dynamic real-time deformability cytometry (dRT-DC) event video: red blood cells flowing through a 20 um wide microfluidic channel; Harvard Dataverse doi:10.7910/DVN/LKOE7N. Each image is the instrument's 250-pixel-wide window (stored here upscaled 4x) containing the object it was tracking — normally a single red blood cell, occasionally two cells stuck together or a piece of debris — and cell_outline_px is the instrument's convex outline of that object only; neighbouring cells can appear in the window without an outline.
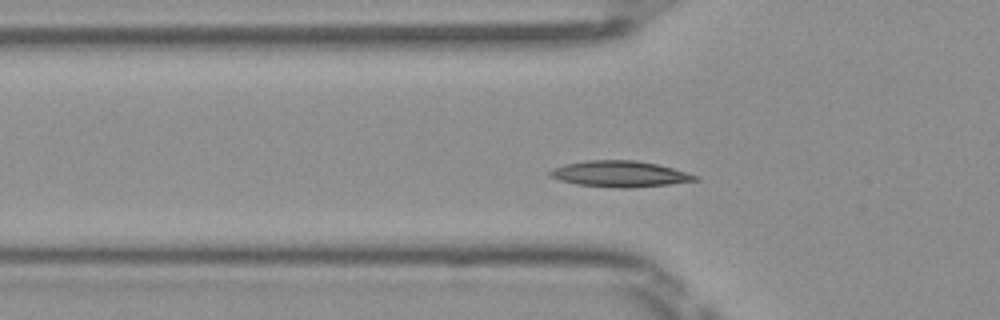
{"species": "Egyptian fruit bat (a non-hibernating species)", "species_latin": "Rousettus aegyptiacus", "temperature_condition": "room temperature", "stored_images_in_passage": 37, "camera_frame_rate_fps": 3000, "um_per_image_px": 0.085, "frame": {"image": 1, "passage_image": 12, "time_ms": 3.667, "image_size_px": [1000, 320], "cell_outline_px": [[700, 180], [668, 184], [624, 188], [620, 188], [576, 184], [560, 180], [548, 176], [548, 172], [552, 168], [564, 164], [584, 160], [636, 160], [656, 164], [672, 168], [700, 176]], "centroid_in_image_um": [52.65, 14.77], "position_along_channel_um": 73.2, "area_um2": 22.02}}
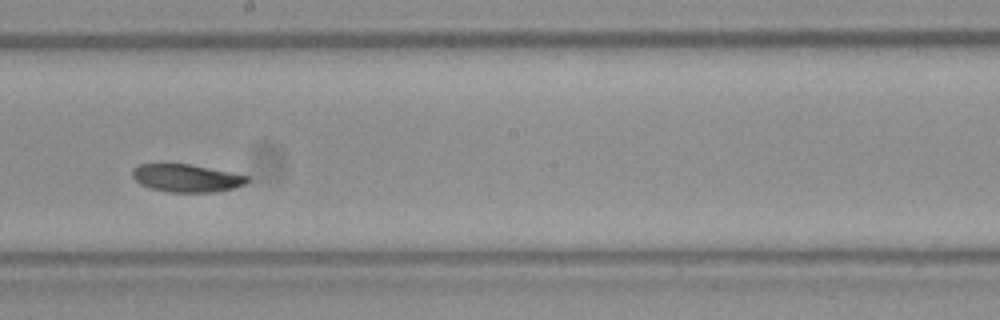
{"frame": {"image": 2, "passage_image": 24, "time_ms": 7.667, "image_size_px": [1000, 320], "cell_outline_px": [[248, 180], [244, 184], [236, 188], [212, 192], [168, 192], [152, 188], [140, 184], [132, 176], [132, 168], [140, 164], [160, 160], [192, 164], [248, 176]], "centroid_in_image_um": [15.77, 15.08], "position_along_channel_um": 232.4, "area_um2": 19.25}}
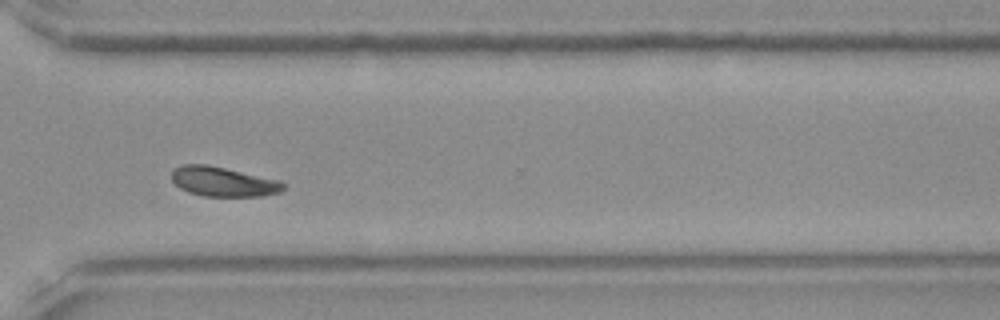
{"frame": {"image": 3, "passage_image": 33, "time_ms": 10.667, "image_size_px": [1000, 320], "cell_outline_px": [[284, 188], [280, 192], [264, 196], [204, 196], [188, 192], [180, 188], [172, 180], [172, 168], [184, 164], [208, 164], [280, 180], [284, 184]], "centroid_in_image_um": [18.96, 15.43], "position_along_channel_um": 351.6, "area_um2": 19.36}, "authors_computed_cell_mechanics": {"area_um2": 20.1144, "velocity_mm_per_s": 3.9716, "shape_relaxation_time_tau1_ms": 1.6878, "shape_relaxation_time_tau2_ms": 4.7858, "deformation_change_tau1": 0.095, "deformation_change_tau2": 0.0639}}